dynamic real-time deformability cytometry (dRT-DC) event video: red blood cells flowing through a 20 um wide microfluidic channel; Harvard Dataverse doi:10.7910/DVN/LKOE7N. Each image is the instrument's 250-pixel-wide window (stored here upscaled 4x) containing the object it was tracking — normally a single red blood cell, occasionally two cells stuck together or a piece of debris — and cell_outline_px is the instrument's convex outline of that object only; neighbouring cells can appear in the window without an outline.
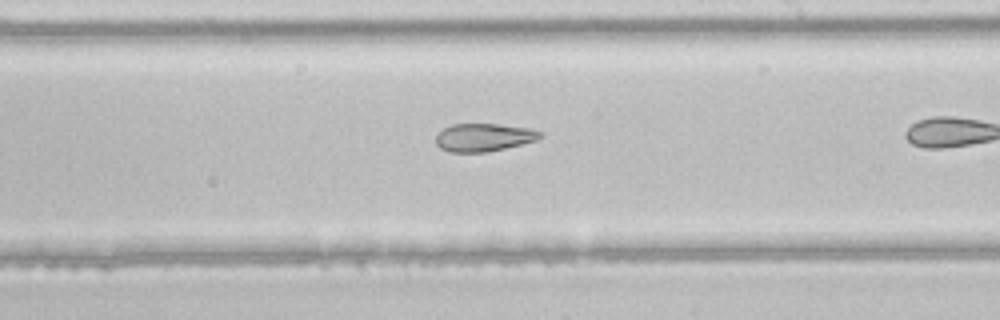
{"species": "common noctule bat (a hibernating species)", "species_latin": "Nyctalus noctula", "temperature_condition": "room temperature", "stored_images_in_passage": 31, "camera_frame_rate_fps": 3000, "um_per_image_px": 0.085, "animal": {"sex": "male", "body_mass_g": 21.5, "forearm_length_mm": 52.0}, "frame": {"image": 1, "passage_image": 22, "time_ms": 7.0, "image_size_px": [1000, 320], "cell_outline_px": [[540, 136], [536, 140], [504, 148], [484, 152], [448, 152], [440, 148], [436, 144], [436, 136], [444, 128], [452, 124], [496, 124], [528, 128], [540, 132]], "centroid_in_image_um": [41.05, 11.68], "position_along_channel_um": 247.9, "area_um2": 16.65}}